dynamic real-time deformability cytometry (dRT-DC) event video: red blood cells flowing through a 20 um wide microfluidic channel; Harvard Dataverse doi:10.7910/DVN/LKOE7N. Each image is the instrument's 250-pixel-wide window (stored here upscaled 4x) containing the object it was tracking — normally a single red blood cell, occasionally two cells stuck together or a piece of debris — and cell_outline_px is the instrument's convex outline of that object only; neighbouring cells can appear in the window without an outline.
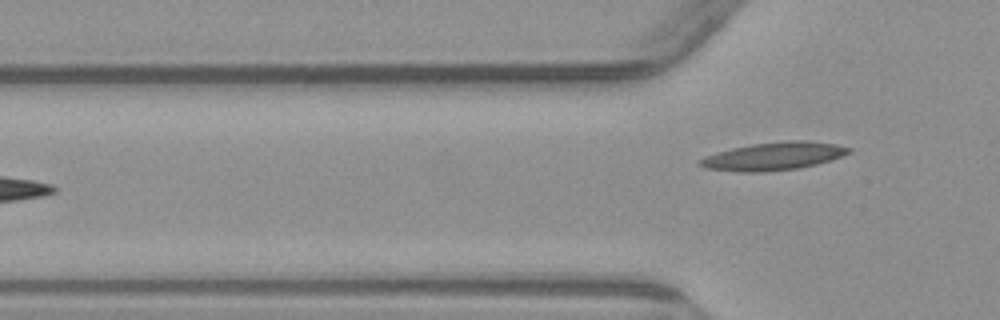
{"species": "common noctule bat (a hibernating species)", "species_latin": "Nyctalus noctula", "temperature_condition": "warm", "stored_images_in_passage": 4, "camera_frame_rate_fps": 3000, "um_per_image_px": 0.085, "animal": {"sex": "male", "body_mass_g": 23.1, "forearm_length_mm": 52.7}, "frame": {"image": 1, "passage_image": 4, "time_ms": 3.667, "image_size_px": [1000, 320], "cell_outline_px": [[852, 152], [816, 164], [800, 168], [764, 172], [740, 172], [704, 168], [696, 164], [696, 160], [704, 156], [732, 148], [752, 144], [788, 140], [804, 140], [836, 144], [852, 148]], "centroid_in_image_um": [65.7, 13.28], "position_along_channel_um": 60.1, "area_um2": 24.33}}